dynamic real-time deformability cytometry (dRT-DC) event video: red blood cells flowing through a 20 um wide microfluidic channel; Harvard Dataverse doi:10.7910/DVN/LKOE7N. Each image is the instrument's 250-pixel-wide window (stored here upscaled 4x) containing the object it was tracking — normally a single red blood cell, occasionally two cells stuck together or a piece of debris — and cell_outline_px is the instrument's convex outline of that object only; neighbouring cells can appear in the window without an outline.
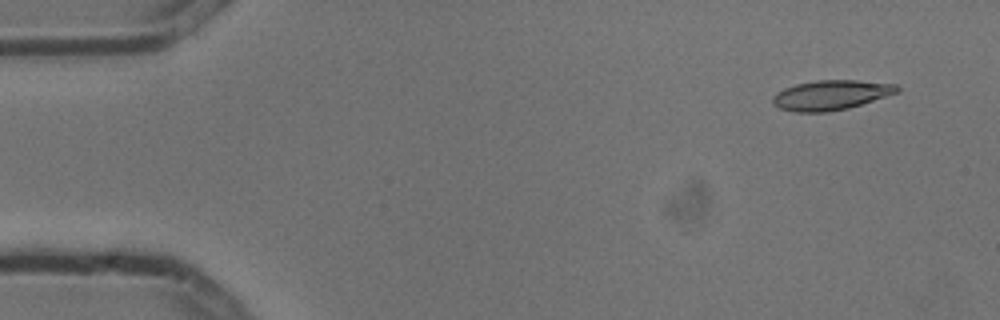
{"species": "common noctule bat (a hibernating species)", "species_latin": "Nyctalus noctula", "temperature_condition": "cold", "stored_images_in_passage": 6, "segment_of_instrument_passage": [1, 2], "camera_frame_rate_fps": 3000, "um_per_image_px": 0.085, "animal": {"sex": "male", "body_mass_g": 13.3}, "frame": {"image": 1, "passage_image": 2, "time_ms": 0.333, "image_size_px": [1000, 320], "cell_outline_px": [[900, 92], [848, 108], [824, 112], [796, 112], [780, 108], [772, 104], [772, 96], [776, 92], [784, 88], [796, 84], [816, 80], [856, 80], [896, 84], [900, 88]], "centroid_in_image_um": [70.62, 8.07], "position_along_channel_um": 14.4, "area_um2": 21.62}}
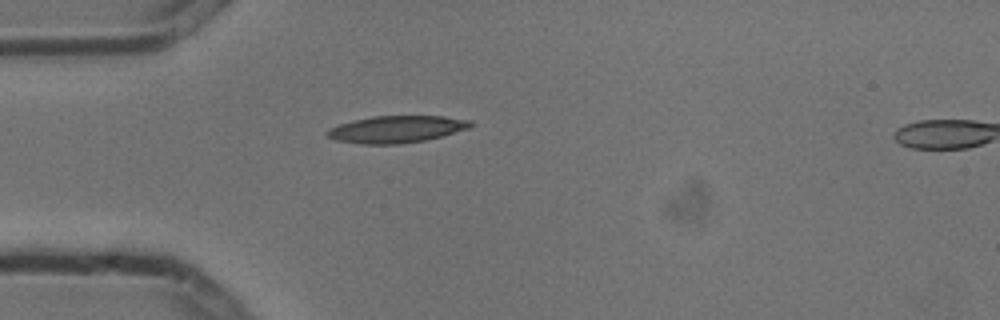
{"frame": {"image": 2, "passage_image": 5, "time_ms": 1.333, "image_size_px": [1000, 320], "cell_outline_px": [[472, 124], [468, 128], [440, 136], [424, 140], [400, 144], [364, 144], [336, 140], [328, 136], [324, 132], [328, 128], [352, 120], [372, 116], [444, 116], [472, 120]], "centroid_in_image_um": [33.66, 10.97], "position_along_channel_um": 51.3, "area_um2": 22.43}}